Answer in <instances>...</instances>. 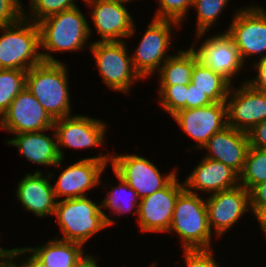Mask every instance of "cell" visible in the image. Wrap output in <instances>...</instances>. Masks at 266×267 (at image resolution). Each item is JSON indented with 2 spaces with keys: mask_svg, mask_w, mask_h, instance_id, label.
<instances>
[{
  "mask_svg": "<svg viewBox=\"0 0 266 267\" xmlns=\"http://www.w3.org/2000/svg\"><path fill=\"white\" fill-rule=\"evenodd\" d=\"M96 258L93 255L84 254L74 267H99Z\"/></svg>",
  "mask_w": 266,
  "mask_h": 267,
  "instance_id": "41",
  "label": "cell"
},
{
  "mask_svg": "<svg viewBox=\"0 0 266 267\" xmlns=\"http://www.w3.org/2000/svg\"><path fill=\"white\" fill-rule=\"evenodd\" d=\"M239 180L248 191L266 181V150L249 146Z\"/></svg>",
  "mask_w": 266,
  "mask_h": 267,
  "instance_id": "27",
  "label": "cell"
},
{
  "mask_svg": "<svg viewBox=\"0 0 266 267\" xmlns=\"http://www.w3.org/2000/svg\"><path fill=\"white\" fill-rule=\"evenodd\" d=\"M68 77L62 62H42L26 74V89L54 120L72 115Z\"/></svg>",
  "mask_w": 266,
  "mask_h": 267,
  "instance_id": "2",
  "label": "cell"
},
{
  "mask_svg": "<svg viewBox=\"0 0 266 267\" xmlns=\"http://www.w3.org/2000/svg\"><path fill=\"white\" fill-rule=\"evenodd\" d=\"M183 184L188 192L198 194L196 191H203L213 194L237 187L240 185V180L239 174L231 167L204 157Z\"/></svg>",
  "mask_w": 266,
  "mask_h": 267,
  "instance_id": "19",
  "label": "cell"
},
{
  "mask_svg": "<svg viewBox=\"0 0 266 267\" xmlns=\"http://www.w3.org/2000/svg\"><path fill=\"white\" fill-rule=\"evenodd\" d=\"M6 254L13 260V261H21V259H19L22 255H24V257L22 259L25 258L26 254H30V256L27 255V257L19 262L20 264L17 266L18 267H48L46 266L38 257H36L29 249L28 247H23V248H13V249H7ZM32 254V255H31ZM17 259V260H16Z\"/></svg>",
  "mask_w": 266,
  "mask_h": 267,
  "instance_id": "35",
  "label": "cell"
},
{
  "mask_svg": "<svg viewBox=\"0 0 266 267\" xmlns=\"http://www.w3.org/2000/svg\"><path fill=\"white\" fill-rule=\"evenodd\" d=\"M205 40L198 49L191 46L198 59L232 84L231 81L235 75L239 76L237 74L245 65L233 39L226 32H223L212 37L209 36Z\"/></svg>",
  "mask_w": 266,
  "mask_h": 267,
  "instance_id": "18",
  "label": "cell"
},
{
  "mask_svg": "<svg viewBox=\"0 0 266 267\" xmlns=\"http://www.w3.org/2000/svg\"><path fill=\"white\" fill-rule=\"evenodd\" d=\"M191 84L204 92L213 103L226 102L229 90L233 86L221 74L214 72L200 60L194 64Z\"/></svg>",
  "mask_w": 266,
  "mask_h": 267,
  "instance_id": "25",
  "label": "cell"
},
{
  "mask_svg": "<svg viewBox=\"0 0 266 267\" xmlns=\"http://www.w3.org/2000/svg\"><path fill=\"white\" fill-rule=\"evenodd\" d=\"M111 156L113 172L133 188L140 199L161 190L177 175L174 169L162 176L150 160L136 154Z\"/></svg>",
  "mask_w": 266,
  "mask_h": 267,
  "instance_id": "9",
  "label": "cell"
},
{
  "mask_svg": "<svg viewBox=\"0 0 266 267\" xmlns=\"http://www.w3.org/2000/svg\"><path fill=\"white\" fill-rule=\"evenodd\" d=\"M53 128L58 152L63 160L62 146L73 149L102 146L107 131L105 122L78 114L56 119Z\"/></svg>",
  "mask_w": 266,
  "mask_h": 267,
  "instance_id": "14",
  "label": "cell"
},
{
  "mask_svg": "<svg viewBox=\"0 0 266 267\" xmlns=\"http://www.w3.org/2000/svg\"><path fill=\"white\" fill-rule=\"evenodd\" d=\"M0 267H18L16 262L13 261L7 254L0 259Z\"/></svg>",
  "mask_w": 266,
  "mask_h": 267,
  "instance_id": "42",
  "label": "cell"
},
{
  "mask_svg": "<svg viewBox=\"0 0 266 267\" xmlns=\"http://www.w3.org/2000/svg\"><path fill=\"white\" fill-rule=\"evenodd\" d=\"M23 7L20 0H0V27L19 22L24 17Z\"/></svg>",
  "mask_w": 266,
  "mask_h": 267,
  "instance_id": "33",
  "label": "cell"
},
{
  "mask_svg": "<svg viewBox=\"0 0 266 267\" xmlns=\"http://www.w3.org/2000/svg\"><path fill=\"white\" fill-rule=\"evenodd\" d=\"M37 24L40 48L50 53L82 50L85 44H89L86 42L93 32L78 6L49 16Z\"/></svg>",
  "mask_w": 266,
  "mask_h": 267,
  "instance_id": "4",
  "label": "cell"
},
{
  "mask_svg": "<svg viewBox=\"0 0 266 267\" xmlns=\"http://www.w3.org/2000/svg\"><path fill=\"white\" fill-rule=\"evenodd\" d=\"M212 103L204 92L194 88L191 83L188 84V90L186 91V109L204 107Z\"/></svg>",
  "mask_w": 266,
  "mask_h": 267,
  "instance_id": "36",
  "label": "cell"
},
{
  "mask_svg": "<svg viewBox=\"0 0 266 267\" xmlns=\"http://www.w3.org/2000/svg\"><path fill=\"white\" fill-rule=\"evenodd\" d=\"M114 175H116L117 179L119 180V185L115 187L113 186L111 191H109L106 197L101 201L102 208H110L109 211L112 213L114 211L116 217L117 214L120 216L124 213L131 212L132 209L135 210L136 215H138L140 198L138 197L136 191L115 172ZM127 197L129 198L128 200H126Z\"/></svg>",
  "mask_w": 266,
  "mask_h": 267,
  "instance_id": "26",
  "label": "cell"
},
{
  "mask_svg": "<svg viewBox=\"0 0 266 267\" xmlns=\"http://www.w3.org/2000/svg\"><path fill=\"white\" fill-rule=\"evenodd\" d=\"M170 231L181 237L183 250L211 249L212 232L205 199L184 190L176 200Z\"/></svg>",
  "mask_w": 266,
  "mask_h": 267,
  "instance_id": "5",
  "label": "cell"
},
{
  "mask_svg": "<svg viewBox=\"0 0 266 267\" xmlns=\"http://www.w3.org/2000/svg\"><path fill=\"white\" fill-rule=\"evenodd\" d=\"M250 207L251 208L266 207V181L255 185L250 190Z\"/></svg>",
  "mask_w": 266,
  "mask_h": 267,
  "instance_id": "39",
  "label": "cell"
},
{
  "mask_svg": "<svg viewBox=\"0 0 266 267\" xmlns=\"http://www.w3.org/2000/svg\"><path fill=\"white\" fill-rule=\"evenodd\" d=\"M251 212L255 215L260 224L264 236L266 237V207L264 208H251Z\"/></svg>",
  "mask_w": 266,
  "mask_h": 267,
  "instance_id": "40",
  "label": "cell"
},
{
  "mask_svg": "<svg viewBox=\"0 0 266 267\" xmlns=\"http://www.w3.org/2000/svg\"><path fill=\"white\" fill-rule=\"evenodd\" d=\"M152 19L140 44L131 55L134 69L142 79H147L156 71L158 72L162 64L172 56L167 55L172 45L171 29L175 28L174 26L181 27L179 23L172 20Z\"/></svg>",
  "mask_w": 266,
  "mask_h": 267,
  "instance_id": "7",
  "label": "cell"
},
{
  "mask_svg": "<svg viewBox=\"0 0 266 267\" xmlns=\"http://www.w3.org/2000/svg\"><path fill=\"white\" fill-rule=\"evenodd\" d=\"M233 15L225 31L234 41L243 63L249 56L266 58V10L262 6L243 7Z\"/></svg>",
  "mask_w": 266,
  "mask_h": 267,
  "instance_id": "8",
  "label": "cell"
},
{
  "mask_svg": "<svg viewBox=\"0 0 266 267\" xmlns=\"http://www.w3.org/2000/svg\"><path fill=\"white\" fill-rule=\"evenodd\" d=\"M111 154L100 153L98 156L80 159L67 166L60 173L53 190L56 200L87 196V191L101 185V175L111 163Z\"/></svg>",
  "mask_w": 266,
  "mask_h": 267,
  "instance_id": "10",
  "label": "cell"
},
{
  "mask_svg": "<svg viewBox=\"0 0 266 267\" xmlns=\"http://www.w3.org/2000/svg\"><path fill=\"white\" fill-rule=\"evenodd\" d=\"M63 237L60 240L82 244L108 226L114 224L99 205L88 196L60 199L54 211Z\"/></svg>",
  "mask_w": 266,
  "mask_h": 267,
  "instance_id": "3",
  "label": "cell"
},
{
  "mask_svg": "<svg viewBox=\"0 0 266 267\" xmlns=\"http://www.w3.org/2000/svg\"><path fill=\"white\" fill-rule=\"evenodd\" d=\"M52 177V172L45 176L43 172L35 171L34 174L27 173L18 182L16 196L25 210L38 217L54 215L57 200L50 182Z\"/></svg>",
  "mask_w": 266,
  "mask_h": 267,
  "instance_id": "20",
  "label": "cell"
},
{
  "mask_svg": "<svg viewBox=\"0 0 266 267\" xmlns=\"http://www.w3.org/2000/svg\"><path fill=\"white\" fill-rule=\"evenodd\" d=\"M54 119L26 88L11 102L0 117V128L11 134L52 130Z\"/></svg>",
  "mask_w": 266,
  "mask_h": 267,
  "instance_id": "12",
  "label": "cell"
},
{
  "mask_svg": "<svg viewBox=\"0 0 266 267\" xmlns=\"http://www.w3.org/2000/svg\"><path fill=\"white\" fill-rule=\"evenodd\" d=\"M188 85L159 86L160 106L169 115H174L181 109H186V91Z\"/></svg>",
  "mask_w": 266,
  "mask_h": 267,
  "instance_id": "31",
  "label": "cell"
},
{
  "mask_svg": "<svg viewBox=\"0 0 266 267\" xmlns=\"http://www.w3.org/2000/svg\"><path fill=\"white\" fill-rule=\"evenodd\" d=\"M6 251L7 249L0 247V259H2L6 255Z\"/></svg>",
  "mask_w": 266,
  "mask_h": 267,
  "instance_id": "43",
  "label": "cell"
},
{
  "mask_svg": "<svg viewBox=\"0 0 266 267\" xmlns=\"http://www.w3.org/2000/svg\"><path fill=\"white\" fill-rule=\"evenodd\" d=\"M159 8L155 13V19L172 20L181 25L187 16L189 8H192V0H158Z\"/></svg>",
  "mask_w": 266,
  "mask_h": 267,
  "instance_id": "32",
  "label": "cell"
},
{
  "mask_svg": "<svg viewBox=\"0 0 266 267\" xmlns=\"http://www.w3.org/2000/svg\"><path fill=\"white\" fill-rule=\"evenodd\" d=\"M172 117L196 141L195 148L202 149L215 133L227 126V104L218 102L204 107L181 109Z\"/></svg>",
  "mask_w": 266,
  "mask_h": 267,
  "instance_id": "17",
  "label": "cell"
},
{
  "mask_svg": "<svg viewBox=\"0 0 266 267\" xmlns=\"http://www.w3.org/2000/svg\"><path fill=\"white\" fill-rule=\"evenodd\" d=\"M248 136L250 147L266 150V119L257 124Z\"/></svg>",
  "mask_w": 266,
  "mask_h": 267,
  "instance_id": "38",
  "label": "cell"
},
{
  "mask_svg": "<svg viewBox=\"0 0 266 267\" xmlns=\"http://www.w3.org/2000/svg\"><path fill=\"white\" fill-rule=\"evenodd\" d=\"M178 54H172L160 67L159 82L160 86L188 85L191 83V77L194 64L199 60L192 47L177 51Z\"/></svg>",
  "mask_w": 266,
  "mask_h": 267,
  "instance_id": "24",
  "label": "cell"
},
{
  "mask_svg": "<svg viewBox=\"0 0 266 267\" xmlns=\"http://www.w3.org/2000/svg\"><path fill=\"white\" fill-rule=\"evenodd\" d=\"M122 1H128L130 3L131 1H135V0H122Z\"/></svg>",
  "mask_w": 266,
  "mask_h": 267,
  "instance_id": "44",
  "label": "cell"
},
{
  "mask_svg": "<svg viewBox=\"0 0 266 267\" xmlns=\"http://www.w3.org/2000/svg\"><path fill=\"white\" fill-rule=\"evenodd\" d=\"M185 267H221L213 258V249L184 250Z\"/></svg>",
  "mask_w": 266,
  "mask_h": 267,
  "instance_id": "34",
  "label": "cell"
},
{
  "mask_svg": "<svg viewBox=\"0 0 266 267\" xmlns=\"http://www.w3.org/2000/svg\"><path fill=\"white\" fill-rule=\"evenodd\" d=\"M0 69L28 71L42 62H61L47 52H40L38 24L25 19L0 27Z\"/></svg>",
  "mask_w": 266,
  "mask_h": 267,
  "instance_id": "1",
  "label": "cell"
},
{
  "mask_svg": "<svg viewBox=\"0 0 266 267\" xmlns=\"http://www.w3.org/2000/svg\"><path fill=\"white\" fill-rule=\"evenodd\" d=\"M77 7L74 0H30V14L24 11V18L38 23L64 10Z\"/></svg>",
  "mask_w": 266,
  "mask_h": 267,
  "instance_id": "30",
  "label": "cell"
},
{
  "mask_svg": "<svg viewBox=\"0 0 266 267\" xmlns=\"http://www.w3.org/2000/svg\"><path fill=\"white\" fill-rule=\"evenodd\" d=\"M244 82L241 87L232 89L231 86L229 90L226 98L227 125L249 133L257 124L266 119V93Z\"/></svg>",
  "mask_w": 266,
  "mask_h": 267,
  "instance_id": "16",
  "label": "cell"
},
{
  "mask_svg": "<svg viewBox=\"0 0 266 267\" xmlns=\"http://www.w3.org/2000/svg\"><path fill=\"white\" fill-rule=\"evenodd\" d=\"M124 41H94L91 42L89 48L94 54L97 69L103 79L102 82L111 90L129 93L132 84L142 78L134 69Z\"/></svg>",
  "mask_w": 266,
  "mask_h": 267,
  "instance_id": "6",
  "label": "cell"
},
{
  "mask_svg": "<svg viewBox=\"0 0 266 267\" xmlns=\"http://www.w3.org/2000/svg\"><path fill=\"white\" fill-rule=\"evenodd\" d=\"M253 67L258 72V75L253 77L254 79H249L246 82L254 89L266 93V58L257 60V62L255 61Z\"/></svg>",
  "mask_w": 266,
  "mask_h": 267,
  "instance_id": "37",
  "label": "cell"
},
{
  "mask_svg": "<svg viewBox=\"0 0 266 267\" xmlns=\"http://www.w3.org/2000/svg\"><path fill=\"white\" fill-rule=\"evenodd\" d=\"M26 74L25 70L0 69V117L26 88Z\"/></svg>",
  "mask_w": 266,
  "mask_h": 267,
  "instance_id": "28",
  "label": "cell"
},
{
  "mask_svg": "<svg viewBox=\"0 0 266 267\" xmlns=\"http://www.w3.org/2000/svg\"><path fill=\"white\" fill-rule=\"evenodd\" d=\"M177 175L161 190L140 199L138 225L142 232H166L170 229L178 196L185 190Z\"/></svg>",
  "mask_w": 266,
  "mask_h": 267,
  "instance_id": "11",
  "label": "cell"
},
{
  "mask_svg": "<svg viewBox=\"0 0 266 267\" xmlns=\"http://www.w3.org/2000/svg\"><path fill=\"white\" fill-rule=\"evenodd\" d=\"M249 146L248 133L227 125L215 133L202 149L208 150L205 157L220 161L240 174Z\"/></svg>",
  "mask_w": 266,
  "mask_h": 267,
  "instance_id": "21",
  "label": "cell"
},
{
  "mask_svg": "<svg viewBox=\"0 0 266 267\" xmlns=\"http://www.w3.org/2000/svg\"><path fill=\"white\" fill-rule=\"evenodd\" d=\"M91 7V21L100 39L98 42H118L135 34L132 16L122 0H83Z\"/></svg>",
  "mask_w": 266,
  "mask_h": 267,
  "instance_id": "13",
  "label": "cell"
},
{
  "mask_svg": "<svg viewBox=\"0 0 266 267\" xmlns=\"http://www.w3.org/2000/svg\"><path fill=\"white\" fill-rule=\"evenodd\" d=\"M28 249L48 267H74L85 254L82 244L56 238Z\"/></svg>",
  "mask_w": 266,
  "mask_h": 267,
  "instance_id": "23",
  "label": "cell"
},
{
  "mask_svg": "<svg viewBox=\"0 0 266 267\" xmlns=\"http://www.w3.org/2000/svg\"><path fill=\"white\" fill-rule=\"evenodd\" d=\"M47 131L14 134L15 136L12 139H8L5 142L8 145L16 146L17 150L29 162L50 167H62L63 159H61L58 152L55 130L53 128V137L43 134Z\"/></svg>",
  "mask_w": 266,
  "mask_h": 267,
  "instance_id": "22",
  "label": "cell"
},
{
  "mask_svg": "<svg viewBox=\"0 0 266 267\" xmlns=\"http://www.w3.org/2000/svg\"><path fill=\"white\" fill-rule=\"evenodd\" d=\"M229 0H192V7L197 9L196 36L201 39L221 15Z\"/></svg>",
  "mask_w": 266,
  "mask_h": 267,
  "instance_id": "29",
  "label": "cell"
},
{
  "mask_svg": "<svg viewBox=\"0 0 266 267\" xmlns=\"http://www.w3.org/2000/svg\"><path fill=\"white\" fill-rule=\"evenodd\" d=\"M208 225L215 229L217 238L222 237L227 230L243 217L246 211H251L250 191L244 186L213 193L205 198Z\"/></svg>",
  "mask_w": 266,
  "mask_h": 267,
  "instance_id": "15",
  "label": "cell"
}]
</instances>
